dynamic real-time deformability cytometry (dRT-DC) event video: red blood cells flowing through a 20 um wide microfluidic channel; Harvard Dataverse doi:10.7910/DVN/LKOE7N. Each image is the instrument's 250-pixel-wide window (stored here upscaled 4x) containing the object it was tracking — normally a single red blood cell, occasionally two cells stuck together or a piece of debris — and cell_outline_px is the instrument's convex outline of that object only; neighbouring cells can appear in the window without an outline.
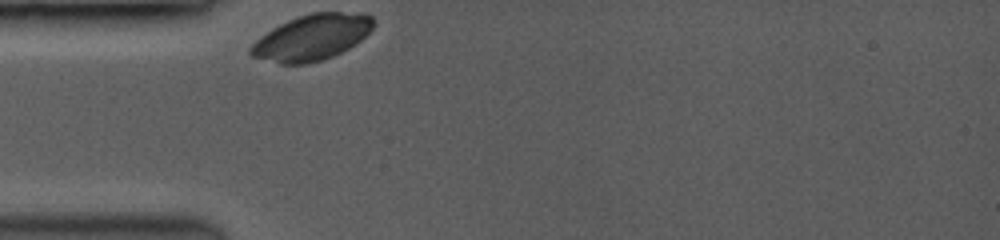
{"species": "common noctule bat (a hibernating species)", "species_latin": "Nyctalus noctula", "temperature_condition": "room temperature", "stored_images_in_passage": 17, "camera_frame_rate_fps": 3500, "um_per_image_px": 0.085, "animal": {"sex": "female", "body_mass_g": 19.0, "forearm_length_mm": 53.3}, "frame": {"image": 1, "passage_image": 1, "time_ms": 0.0, "image_size_px": [1000, 240], "cell_outline_px": [[372, 28], [356, 44], [332, 56], [320, 60], [304, 64], [280, 64], [252, 56], [248, 52], [248, 48], [260, 36], [272, 28], [288, 20], [312, 12], [364, 12], [372, 16]], "centroid_in_image_um": [26.49, 3.17], "position_along_channel_um": 58.5, "area_um2": 32.54}}
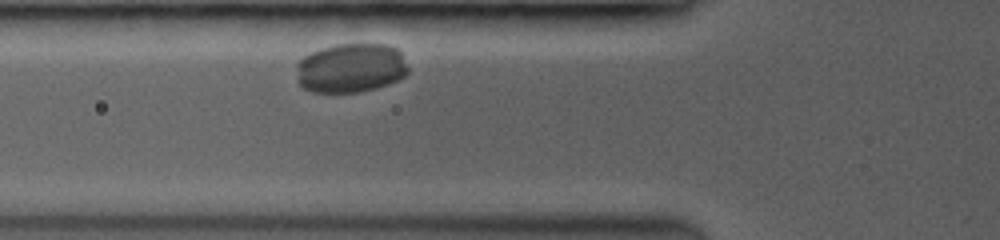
{"frame": {"image": 2, "passage_image": 6, "time_ms": 1.143, "image_size_px": [1000, 240], "cell_outline_px": [[408, 72], [404, 76], [388, 84], [376, 88], [360, 92], [316, 92], [304, 88], [300, 84], [296, 64], [304, 56], [320, 48], [336, 44], [388, 44], [396, 48], [400, 52], [408, 68]], "centroid_in_image_um": [29.83, 5.77], "position_along_channel_um": 96.0, "area_um2": 32.02}}